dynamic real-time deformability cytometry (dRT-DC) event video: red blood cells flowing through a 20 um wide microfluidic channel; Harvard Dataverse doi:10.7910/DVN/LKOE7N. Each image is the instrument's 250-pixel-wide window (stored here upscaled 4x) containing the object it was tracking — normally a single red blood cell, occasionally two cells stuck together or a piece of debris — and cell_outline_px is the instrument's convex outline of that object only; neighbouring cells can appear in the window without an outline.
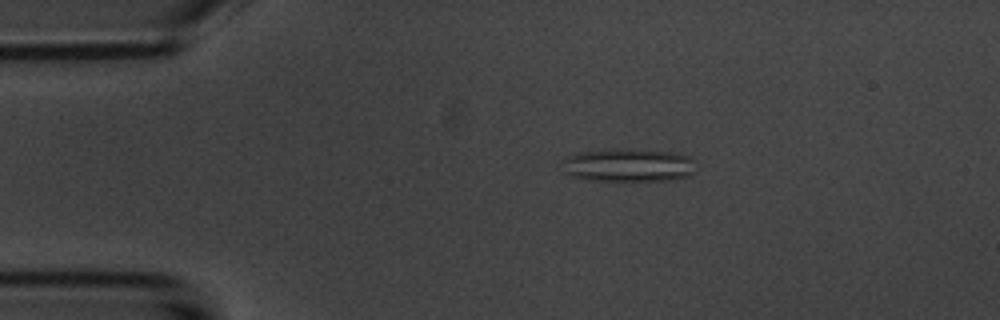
{"species": "common noctule bat (a hibernating species)", "species_latin": "Nyctalus noctula", "temperature_condition": "room temperature", "stored_images_in_passage": 9, "camera_frame_rate_fps": 3000, "um_per_image_px": 0.085, "animal": {"sex": "male", "body_mass_g": 20.1, "forearm_length_mm": 53.5}, "frame": {"image": 1, "passage_image": 2, "time_ms": 1.0, "image_size_px": [1000, 320], "cell_outline_px": [[692, 172], [688, 176], [668, 180], [592, 180], [572, 176], [564, 172], [564, 156], [576, 152], [628, 148], [672, 152], [688, 156], [692, 160]], "centroid_in_image_um": [53.35, 14.02], "position_along_channel_um": 31.6, "area_um2": 25.61}}
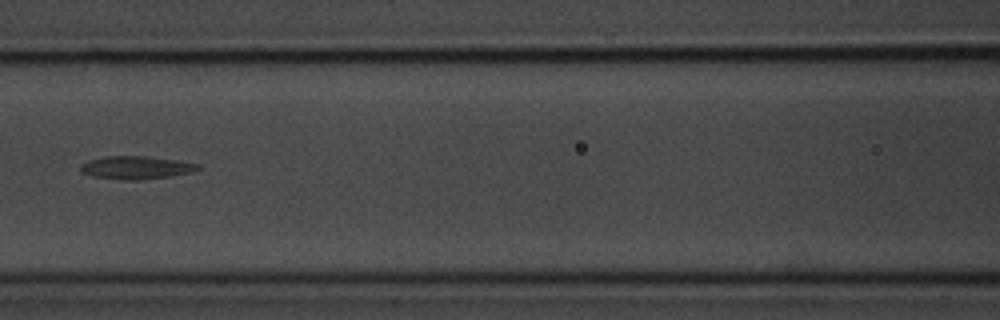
{"frame": {"image": 2, "passage_image": 6, "time_ms": 5.667, "image_size_px": [1000, 320], "cell_outline_px": [[200, 168], [192, 172], [172, 176], [140, 180], [120, 180], [92, 176], [80, 172], [80, 164], [88, 160], [104, 156], [144, 156], [176, 160], [200, 164]], "centroid_in_image_um": [11.53, 14.25], "position_along_channel_um": 155.1, "area_um2": 15.9}}
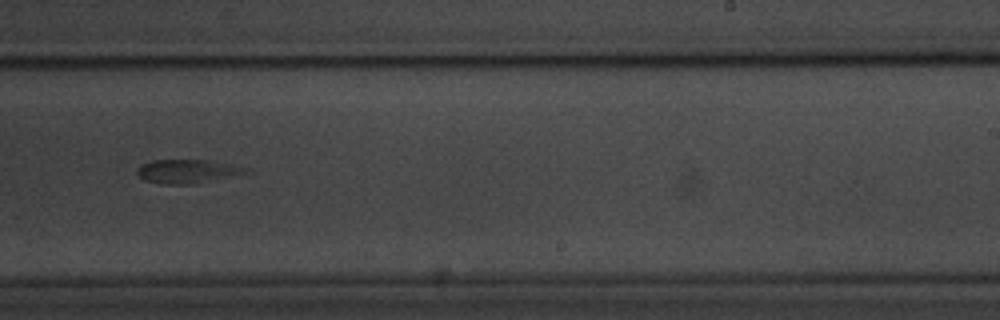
{"frame": {"image": 3, "passage_image": 9, "time_ms": 9.0, "image_size_px": [1000, 320], "cell_outline_px": [[252, 172], [192, 184], [164, 184], [144, 180], [136, 172], [136, 168], [152, 160], [212, 160], [244, 168]], "centroid_in_image_um": [15.89, 14.56], "position_along_channel_um": 273.1, "area_um2": 14.8}}